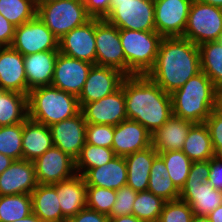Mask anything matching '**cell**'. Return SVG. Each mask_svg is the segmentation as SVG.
Here are the masks:
<instances>
[{"label": "cell", "instance_id": "6da1fadb", "mask_svg": "<svg viewBox=\"0 0 222 222\" xmlns=\"http://www.w3.org/2000/svg\"><path fill=\"white\" fill-rule=\"evenodd\" d=\"M201 72L199 47L183 37H163L153 68L147 76L172 94Z\"/></svg>", "mask_w": 222, "mask_h": 222}, {"label": "cell", "instance_id": "7a4b0ae2", "mask_svg": "<svg viewBox=\"0 0 222 222\" xmlns=\"http://www.w3.org/2000/svg\"><path fill=\"white\" fill-rule=\"evenodd\" d=\"M122 89L127 119L140 123L151 134L173 115L171 95L147 75L126 76Z\"/></svg>", "mask_w": 222, "mask_h": 222}, {"label": "cell", "instance_id": "3957f363", "mask_svg": "<svg viewBox=\"0 0 222 222\" xmlns=\"http://www.w3.org/2000/svg\"><path fill=\"white\" fill-rule=\"evenodd\" d=\"M170 95L173 116L194 123H204L217 109L218 90L202 71Z\"/></svg>", "mask_w": 222, "mask_h": 222}, {"label": "cell", "instance_id": "277c9868", "mask_svg": "<svg viewBox=\"0 0 222 222\" xmlns=\"http://www.w3.org/2000/svg\"><path fill=\"white\" fill-rule=\"evenodd\" d=\"M28 118L51 126L80 113L78 97L52 85L38 87L27 95Z\"/></svg>", "mask_w": 222, "mask_h": 222}, {"label": "cell", "instance_id": "5b68a950", "mask_svg": "<svg viewBox=\"0 0 222 222\" xmlns=\"http://www.w3.org/2000/svg\"><path fill=\"white\" fill-rule=\"evenodd\" d=\"M125 54V75H147L153 68L162 36L156 31L119 29Z\"/></svg>", "mask_w": 222, "mask_h": 222}, {"label": "cell", "instance_id": "8992f818", "mask_svg": "<svg viewBox=\"0 0 222 222\" xmlns=\"http://www.w3.org/2000/svg\"><path fill=\"white\" fill-rule=\"evenodd\" d=\"M36 15L58 40L91 19L82 0L50 1L38 6Z\"/></svg>", "mask_w": 222, "mask_h": 222}, {"label": "cell", "instance_id": "52a82bcc", "mask_svg": "<svg viewBox=\"0 0 222 222\" xmlns=\"http://www.w3.org/2000/svg\"><path fill=\"white\" fill-rule=\"evenodd\" d=\"M183 38L195 45L222 39V9L193 0Z\"/></svg>", "mask_w": 222, "mask_h": 222}, {"label": "cell", "instance_id": "ba28073f", "mask_svg": "<svg viewBox=\"0 0 222 222\" xmlns=\"http://www.w3.org/2000/svg\"><path fill=\"white\" fill-rule=\"evenodd\" d=\"M106 20L119 29L156 31L154 0H111Z\"/></svg>", "mask_w": 222, "mask_h": 222}, {"label": "cell", "instance_id": "9c48e42d", "mask_svg": "<svg viewBox=\"0 0 222 222\" xmlns=\"http://www.w3.org/2000/svg\"><path fill=\"white\" fill-rule=\"evenodd\" d=\"M96 65L111 67L125 74V54L119 28L106 19L95 18Z\"/></svg>", "mask_w": 222, "mask_h": 222}, {"label": "cell", "instance_id": "30bf717a", "mask_svg": "<svg viewBox=\"0 0 222 222\" xmlns=\"http://www.w3.org/2000/svg\"><path fill=\"white\" fill-rule=\"evenodd\" d=\"M23 56L49 50H58V39L36 15L32 20L15 27L11 45Z\"/></svg>", "mask_w": 222, "mask_h": 222}, {"label": "cell", "instance_id": "8fae6325", "mask_svg": "<svg viewBox=\"0 0 222 222\" xmlns=\"http://www.w3.org/2000/svg\"><path fill=\"white\" fill-rule=\"evenodd\" d=\"M193 0H154L156 32L162 37H183Z\"/></svg>", "mask_w": 222, "mask_h": 222}, {"label": "cell", "instance_id": "7c38bea8", "mask_svg": "<svg viewBox=\"0 0 222 222\" xmlns=\"http://www.w3.org/2000/svg\"><path fill=\"white\" fill-rule=\"evenodd\" d=\"M93 65L59 52L51 85L79 97Z\"/></svg>", "mask_w": 222, "mask_h": 222}, {"label": "cell", "instance_id": "4fadbf2b", "mask_svg": "<svg viewBox=\"0 0 222 222\" xmlns=\"http://www.w3.org/2000/svg\"><path fill=\"white\" fill-rule=\"evenodd\" d=\"M80 112L83 114L86 123L90 124L116 126L122 121L127 120L122 85L117 91L98 101L83 104Z\"/></svg>", "mask_w": 222, "mask_h": 222}, {"label": "cell", "instance_id": "5bb4252c", "mask_svg": "<svg viewBox=\"0 0 222 222\" xmlns=\"http://www.w3.org/2000/svg\"><path fill=\"white\" fill-rule=\"evenodd\" d=\"M33 162L38 184H56L76 174L75 160L55 146Z\"/></svg>", "mask_w": 222, "mask_h": 222}, {"label": "cell", "instance_id": "9a60e30c", "mask_svg": "<svg viewBox=\"0 0 222 222\" xmlns=\"http://www.w3.org/2000/svg\"><path fill=\"white\" fill-rule=\"evenodd\" d=\"M125 77L126 75L117 69L93 65L78 97L80 107L117 91Z\"/></svg>", "mask_w": 222, "mask_h": 222}, {"label": "cell", "instance_id": "2e32d148", "mask_svg": "<svg viewBox=\"0 0 222 222\" xmlns=\"http://www.w3.org/2000/svg\"><path fill=\"white\" fill-rule=\"evenodd\" d=\"M58 50L69 57L96 65L95 18L66 33L58 40Z\"/></svg>", "mask_w": 222, "mask_h": 222}, {"label": "cell", "instance_id": "e0dca14e", "mask_svg": "<svg viewBox=\"0 0 222 222\" xmlns=\"http://www.w3.org/2000/svg\"><path fill=\"white\" fill-rule=\"evenodd\" d=\"M86 121L80 112L76 116L52 124L50 127L53 146L76 160L86 143Z\"/></svg>", "mask_w": 222, "mask_h": 222}, {"label": "cell", "instance_id": "ac0fdd59", "mask_svg": "<svg viewBox=\"0 0 222 222\" xmlns=\"http://www.w3.org/2000/svg\"><path fill=\"white\" fill-rule=\"evenodd\" d=\"M38 186L34 162L20 159L0 174V196L31 194Z\"/></svg>", "mask_w": 222, "mask_h": 222}, {"label": "cell", "instance_id": "d6986e66", "mask_svg": "<svg viewBox=\"0 0 222 222\" xmlns=\"http://www.w3.org/2000/svg\"><path fill=\"white\" fill-rule=\"evenodd\" d=\"M151 146V133L140 123L125 120L114 126L112 149L116 156L125 157Z\"/></svg>", "mask_w": 222, "mask_h": 222}, {"label": "cell", "instance_id": "ffe728a7", "mask_svg": "<svg viewBox=\"0 0 222 222\" xmlns=\"http://www.w3.org/2000/svg\"><path fill=\"white\" fill-rule=\"evenodd\" d=\"M180 200L187 202L194 216H207L222 204V191L215 189L207 181L186 180L180 190Z\"/></svg>", "mask_w": 222, "mask_h": 222}, {"label": "cell", "instance_id": "44dd1931", "mask_svg": "<svg viewBox=\"0 0 222 222\" xmlns=\"http://www.w3.org/2000/svg\"><path fill=\"white\" fill-rule=\"evenodd\" d=\"M0 89L27 95L24 56L12 46L0 47Z\"/></svg>", "mask_w": 222, "mask_h": 222}, {"label": "cell", "instance_id": "7402d4cb", "mask_svg": "<svg viewBox=\"0 0 222 222\" xmlns=\"http://www.w3.org/2000/svg\"><path fill=\"white\" fill-rule=\"evenodd\" d=\"M194 124L172 115L162 127L151 134V145L158 154L182 150L188 132Z\"/></svg>", "mask_w": 222, "mask_h": 222}, {"label": "cell", "instance_id": "603a6c76", "mask_svg": "<svg viewBox=\"0 0 222 222\" xmlns=\"http://www.w3.org/2000/svg\"><path fill=\"white\" fill-rule=\"evenodd\" d=\"M59 50H49L24 56L27 95L32 89L52 84Z\"/></svg>", "mask_w": 222, "mask_h": 222}, {"label": "cell", "instance_id": "cb8c5ba5", "mask_svg": "<svg viewBox=\"0 0 222 222\" xmlns=\"http://www.w3.org/2000/svg\"><path fill=\"white\" fill-rule=\"evenodd\" d=\"M57 192L62 215L69 219L86 207L87 185L82 175L51 184Z\"/></svg>", "mask_w": 222, "mask_h": 222}, {"label": "cell", "instance_id": "d4e9b609", "mask_svg": "<svg viewBox=\"0 0 222 222\" xmlns=\"http://www.w3.org/2000/svg\"><path fill=\"white\" fill-rule=\"evenodd\" d=\"M83 178L87 186L119 190L127 183V166L124 157L115 156L101 167L89 169Z\"/></svg>", "mask_w": 222, "mask_h": 222}, {"label": "cell", "instance_id": "484cf974", "mask_svg": "<svg viewBox=\"0 0 222 222\" xmlns=\"http://www.w3.org/2000/svg\"><path fill=\"white\" fill-rule=\"evenodd\" d=\"M53 146L50 127L27 118L23 122V159L35 161Z\"/></svg>", "mask_w": 222, "mask_h": 222}, {"label": "cell", "instance_id": "4316f807", "mask_svg": "<svg viewBox=\"0 0 222 222\" xmlns=\"http://www.w3.org/2000/svg\"><path fill=\"white\" fill-rule=\"evenodd\" d=\"M158 155L151 145L146 149L125 156L127 166V183L134 191H146L154 158Z\"/></svg>", "mask_w": 222, "mask_h": 222}, {"label": "cell", "instance_id": "83f0119b", "mask_svg": "<svg viewBox=\"0 0 222 222\" xmlns=\"http://www.w3.org/2000/svg\"><path fill=\"white\" fill-rule=\"evenodd\" d=\"M33 213L43 222H66L56 189L51 184H38L32 191Z\"/></svg>", "mask_w": 222, "mask_h": 222}, {"label": "cell", "instance_id": "f1b7e54d", "mask_svg": "<svg viewBox=\"0 0 222 222\" xmlns=\"http://www.w3.org/2000/svg\"><path fill=\"white\" fill-rule=\"evenodd\" d=\"M182 151L192 162L214 157L211 137L205 123H195L190 128Z\"/></svg>", "mask_w": 222, "mask_h": 222}, {"label": "cell", "instance_id": "f546056e", "mask_svg": "<svg viewBox=\"0 0 222 222\" xmlns=\"http://www.w3.org/2000/svg\"><path fill=\"white\" fill-rule=\"evenodd\" d=\"M27 118V95L0 89V126L22 123Z\"/></svg>", "mask_w": 222, "mask_h": 222}, {"label": "cell", "instance_id": "4dcf8cb0", "mask_svg": "<svg viewBox=\"0 0 222 222\" xmlns=\"http://www.w3.org/2000/svg\"><path fill=\"white\" fill-rule=\"evenodd\" d=\"M147 190L165 201L178 200L180 197V190L170 179L165 163L159 155L152 162Z\"/></svg>", "mask_w": 222, "mask_h": 222}, {"label": "cell", "instance_id": "1f68e13d", "mask_svg": "<svg viewBox=\"0 0 222 222\" xmlns=\"http://www.w3.org/2000/svg\"><path fill=\"white\" fill-rule=\"evenodd\" d=\"M199 47L201 71L217 90L222 88V40L202 43Z\"/></svg>", "mask_w": 222, "mask_h": 222}, {"label": "cell", "instance_id": "d6a6232c", "mask_svg": "<svg viewBox=\"0 0 222 222\" xmlns=\"http://www.w3.org/2000/svg\"><path fill=\"white\" fill-rule=\"evenodd\" d=\"M33 213L31 194L0 196V222H13Z\"/></svg>", "mask_w": 222, "mask_h": 222}, {"label": "cell", "instance_id": "836d02e7", "mask_svg": "<svg viewBox=\"0 0 222 222\" xmlns=\"http://www.w3.org/2000/svg\"><path fill=\"white\" fill-rule=\"evenodd\" d=\"M115 156L112 148L85 143L79 157L75 160L76 173L83 176L89 169L101 167Z\"/></svg>", "mask_w": 222, "mask_h": 222}, {"label": "cell", "instance_id": "e575fe53", "mask_svg": "<svg viewBox=\"0 0 222 222\" xmlns=\"http://www.w3.org/2000/svg\"><path fill=\"white\" fill-rule=\"evenodd\" d=\"M165 200L146 190L137 192L133 203V215L142 222H158Z\"/></svg>", "mask_w": 222, "mask_h": 222}, {"label": "cell", "instance_id": "d590c367", "mask_svg": "<svg viewBox=\"0 0 222 222\" xmlns=\"http://www.w3.org/2000/svg\"><path fill=\"white\" fill-rule=\"evenodd\" d=\"M0 14L17 27L32 20L37 7L34 0H0Z\"/></svg>", "mask_w": 222, "mask_h": 222}, {"label": "cell", "instance_id": "8d00e7d4", "mask_svg": "<svg viewBox=\"0 0 222 222\" xmlns=\"http://www.w3.org/2000/svg\"><path fill=\"white\" fill-rule=\"evenodd\" d=\"M158 155L163 159L170 179L181 190L187 180L192 161L182 150L167 151Z\"/></svg>", "mask_w": 222, "mask_h": 222}, {"label": "cell", "instance_id": "74e56055", "mask_svg": "<svg viewBox=\"0 0 222 222\" xmlns=\"http://www.w3.org/2000/svg\"><path fill=\"white\" fill-rule=\"evenodd\" d=\"M22 133L23 122L0 126V153L14 160L23 159Z\"/></svg>", "mask_w": 222, "mask_h": 222}, {"label": "cell", "instance_id": "f35d334b", "mask_svg": "<svg viewBox=\"0 0 222 222\" xmlns=\"http://www.w3.org/2000/svg\"><path fill=\"white\" fill-rule=\"evenodd\" d=\"M116 201V190L87 186L86 207L109 215Z\"/></svg>", "mask_w": 222, "mask_h": 222}, {"label": "cell", "instance_id": "ab89813d", "mask_svg": "<svg viewBox=\"0 0 222 222\" xmlns=\"http://www.w3.org/2000/svg\"><path fill=\"white\" fill-rule=\"evenodd\" d=\"M193 212L190 205L180 199L166 201L158 222H191Z\"/></svg>", "mask_w": 222, "mask_h": 222}, {"label": "cell", "instance_id": "60d3db41", "mask_svg": "<svg viewBox=\"0 0 222 222\" xmlns=\"http://www.w3.org/2000/svg\"><path fill=\"white\" fill-rule=\"evenodd\" d=\"M113 137V125L90 123H87L86 125L85 139L88 144L112 148Z\"/></svg>", "mask_w": 222, "mask_h": 222}, {"label": "cell", "instance_id": "b9f144b4", "mask_svg": "<svg viewBox=\"0 0 222 222\" xmlns=\"http://www.w3.org/2000/svg\"><path fill=\"white\" fill-rule=\"evenodd\" d=\"M137 191H134L130 186H122L116 190V201L113 204L109 217H119L133 214V203L136 199Z\"/></svg>", "mask_w": 222, "mask_h": 222}, {"label": "cell", "instance_id": "7bdbcfd3", "mask_svg": "<svg viewBox=\"0 0 222 222\" xmlns=\"http://www.w3.org/2000/svg\"><path fill=\"white\" fill-rule=\"evenodd\" d=\"M91 18L106 19L110 13L111 0H82Z\"/></svg>", "mask_w": 222, "mask_h": 222}, {"label": "cell", "instance_id": "ee69618b", "mask_svg": "<svg viewBox=\"0 0 222 222\" xmlns=\"http://www.w3.org/2000/svg\"><path fill=\"white\" fill-rule=\"evenodd\" d=\"M208 128L212 142H222V112L215 109L204 122Z\"/></svg>", "mask_w": 222, "mask_h": 222}, {"label": "cell", "instance_id": "f6af8a7d", "mask_svg": "<svg viewBox=\"0 0 222 222\" xmlns=\"http://www.w3.org/2000/svg\"><path fill=\"white\" fill-rule=\"evenodd\" d=\"M66 222H109V216L85 207Z\"/></svg>", "mask_w": 222, "mask_h": 222}, {"label": "cell", "instance_id": "bcb514c9", "mask_svg": "<svg viewBox=\"0 0 222 222\" xmlns=\"http://www.w3.org/2000/svg\"><path fill=\"white\" fill-rule=\"evenodd\" d=\"M210 173V160L193 161L187 180H196L205 183Z\"/></svg>", "mask_w": 222, "mask_h": 222}, {"label": "cell", "instance_id": "7dc6e473", "mask_svg": "<svg viewBox=\"0 0 222 222\" xmlns=\"http://www.w3.org/2000/svg\"><path fill=\"white\" fill-rule=\"evenodd\" d=\"M15 26L0 14V46H11L14 40Z\"/></svg>", "mask_w": 222, "mask_h": 222}, {"label": "cell", "instance_id": "c3c4849f", "mask_svg": "<svg viewBox=\"0 0 222 222\" xmlns=\"http://www.w3.org/2000/svg\"><path fill=\"white\" fill-rule=\"evenodd\" d=\"M207 182L215 189L222 191V162L215 158L210 159V173Z\"/></svg>", "mask_w": 222, "mask_h": 222}, {"label": "cell", "instance_id": "681fc988", "mask_svg": "<svg viewBox=\"0 0 222 222\" xmlns=\"http://www.w3.org/2000/svg\"><path fill=\"white\" fill-rule=\"evenodd\" d=\"M109 222H142V221L132 214L119 217H109Z\"/></svg>", "mask_w": 222, "mask_h": 222}, {"label": "cell", "instance_id": "f907efd6", "mask_svg": "<svg viewBox=\"0 0 222 222\" xmlns=\"http://www.w3.org/2000/svg\"><path fill=\"white\" fill-rule=\"evenodd\" d=\"M14 161L11 157L0 153V174H2Z\"/></svg>", "mask_w": 222, "mask_h": 222}, {"label": "cell", "instance_id": "816d5d0a", "mask_svg": "<svg viewBox=\"0 0 222 222\" xmlns=\"http://www.w3.org/2000/svg\"><path fill=\"white\" fill-rule=\"evenodd\" d=\"M211 222H222V204L207 215Z\"/></svg>", "mask_w": 222, "mask_h": 222}, {"label": "cell", "instance_id": "f5cc1de1", "mask_svg": "<svg viewBox=\"0 0 222 222\" xmlns=\"http://www.w3.org/2000/svg\"><path fill=\"white\" fill-rule=\"evenodd\" d=\"M214 157L218 161L222 162V142H212Z\"/></svg>", "mask_w": 222, "mask_h": 222}, {"label": "cell", "instance_id": "db71d44e", "mask_svg": "<svg viewBox=\"0 0 222 222\" xmlns=\"http://www.w3.org/2000/svg\"><path fill=\"white\" fill-rule=\"evenodd\" d=\"M13 222H43L38 216H36L34 213H31L29 216L19 219Z\"/></svg>", "mask_w": 222, "mask_h": 222}, {"label": "cell", "instance_id": "11a10c76", "mask_svg": "<svg viewBox=\"0 0 222 222\" xmlns=\"http://www.w3.org/2000/svg\"><path fill=\"white\" fill-rule=\"evenodd\" d=\"M202 3L213 5L215 7L222 9V0H198Z\"/></svg>", "mask_w": 222, "mask_h": 222}, {"label": "cell", "instance_id": "9f6ffc18", "mask_svg": "<svg viewBox=\"0 0 222 222\" xmlns=\"http://www.w3.org/2000/svg\"><path fill=\"white\" fill-rule=\"evenodd\" d=\"M191 222H211L208 216H193Z\"/></svg>", "mask_w": 222, "mask_h": 222}, {"label": "cell", "instance_id": "6f0895ef", "mask_svg": "<svg viewBox=\"0 0 222 222\" xmlns=\"http://www.w3.org/2000/svg\"><path fill=\"white\" fill-rule=\"evenodd\" d=\"M217 109L222 112V88L218 90Z\"/></svg>", "mask_w": 222, "mask_h": 222}, {"label": "cell", "instance_id": "680465c9", "mask_svg": "<svg viewBox=\"0 0 222 222\" xmlns=\"http://www.w3.org/2000/svg\"><path fill=\"white\" fill-rule=\"evenodd\" d=\"M50 1H55V0H34L35 6L38 7L44 3L50 2Z\"/></svg>", "mask_w": 222, "mask_h": 222}]
</instances>
